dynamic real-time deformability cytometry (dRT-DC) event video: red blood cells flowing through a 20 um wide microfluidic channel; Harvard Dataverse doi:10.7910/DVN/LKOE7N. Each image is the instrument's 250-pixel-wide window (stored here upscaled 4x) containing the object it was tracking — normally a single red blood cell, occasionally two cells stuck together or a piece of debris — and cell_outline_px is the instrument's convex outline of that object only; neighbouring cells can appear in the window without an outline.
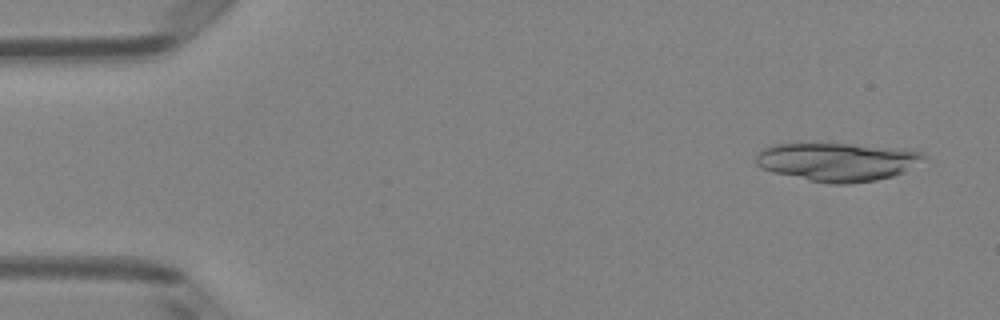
{"species": "Egyptian fruit bat (a non-hibernating species)", "species_latin": "Rousettus aegyptiacus", "temperature_condition": "room temperature", "stored_images_in_passage": 19, "camera_frame_rate_fps": 3000, "um_per_image_px": 0.085, "animal": {"sex": "female"}, "frame": {"image": 1, "passage_image": 3, "time_ms": 0.667, "image_size_px": [1000, 320], "cell_outline_px": [[928, 160], [904, 172], [892, 176], [876, 180], [848, 184], [828, 184], [808, 180], [772, 172], [760, 168], [756, 164], [756, 156], [764, 148], [776, 144], [848, 144], [920, 152], [928, 156]], "centroid_in_image_um": [71.17, 13.78], "position_along_channel_um": 13.8, "area_um2": 37.22}}